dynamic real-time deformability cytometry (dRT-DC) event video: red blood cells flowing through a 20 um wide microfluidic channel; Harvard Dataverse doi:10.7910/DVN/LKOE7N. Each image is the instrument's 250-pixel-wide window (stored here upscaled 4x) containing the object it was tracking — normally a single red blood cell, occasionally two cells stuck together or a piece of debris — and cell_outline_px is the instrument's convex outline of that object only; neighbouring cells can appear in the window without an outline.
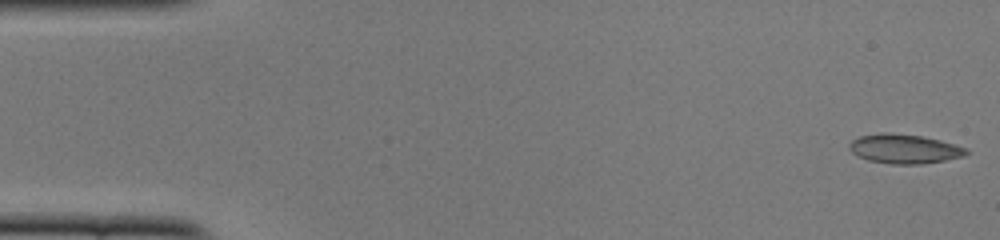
{"species": "common noctule bat (a hibernating species)", "species_latin": "Nyctalus noctula", "temperature_condition": "cold", "stored_images_in_passage": 41, "camera_frame_rate_fps": 3000, "um_per_image_px": 0.085, "animal": {"sex": "female", "body_mass_g": 22.0, "forearm_length_mm": 56.7}, "frame": {"image": 1, "passage_image": 1, "time_ms": 0.0, "image_size_px": [1000, 240], "cell_outline_px": [[972, 152], [964, 156], [944, 160], [920, 164], [892, 164], [868, 160], [856, 156], [848, 148], [848, 144], [852, 140], [860, 136], [880, 132], [888, 132], [920, 136], [940, 140], [968, 148]], "centroid_in_image_um": [76.86, 12.65], "position_along_channel_um": 8.1, "area_um2": 20.11}}
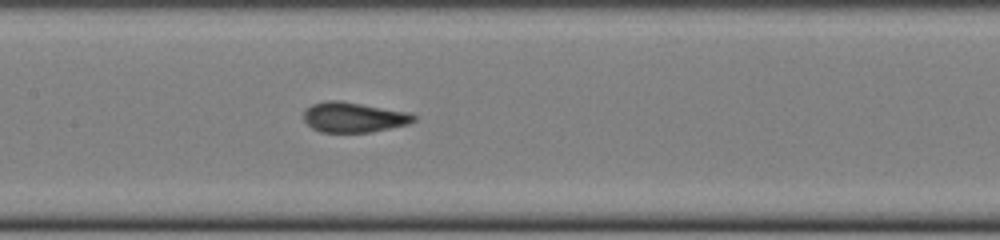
{"frame": {"image": 2, "passage_image": 24, "time_ms": 7.667, "image_size_px": [1000, 240], "cell_outline_px": [[416, 120], [408, 124], [372, 132], [320, 132], [312, 128], [304, 120], [304, 108], [312, 104], [328, 100], [340, 100], [412, 112], [416, 116]], "centroid_in_image_um": [30.08, 9.95], "position_along_channel_um": 177.3, "area_um2": 19.59}}
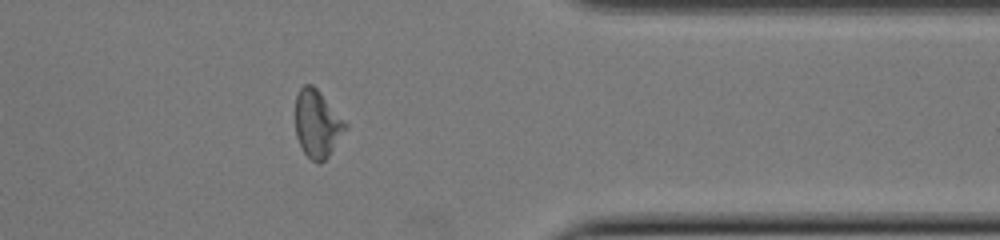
{"frame": {"image": 3, "passage_image": 41, "time_ms": 13.333, "image_size_px": [1000, 240], "cell_outline_px": [[348, 128], [328, 156], [320, 164], [316, 164], [304, 152], [296, 136], [296, 96], [300, 88], [304, 84], [312, 84], [320, 92], [348, 124]], "centroid_in_image_um": [26.98, 10.53], "position_along_channel_um": 384.4, "area_um2": 19.59}, "authors_computed_cell_mechanics": {"area_um2": 19.3052, "velocity_mm_per_s": 3.9096, "shape_relaxation_time_tau1_ms": null, "shape_relaxation_time_tau2_ms": 1.2564, "deformation_change_tau1": null, "deformation_change_tau2": 0.0729}}